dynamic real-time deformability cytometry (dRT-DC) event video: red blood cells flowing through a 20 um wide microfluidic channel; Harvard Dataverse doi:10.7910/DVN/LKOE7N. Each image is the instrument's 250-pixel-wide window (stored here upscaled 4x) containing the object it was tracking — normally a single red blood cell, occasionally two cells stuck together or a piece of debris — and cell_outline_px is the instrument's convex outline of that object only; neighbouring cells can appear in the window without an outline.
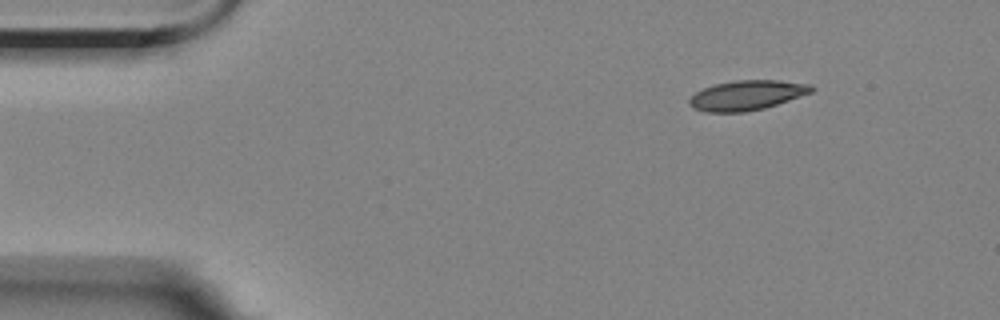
{"species": "Egyptian fruit bat (a non-hibernating species)", "species_latin": "Rousettus aegyptiacus", "temperature_condition": "room temperature", "stored_images_in_passage": 5, "camera_frame_rate_fps": 3000, "um_per_image_px": 0.085, "animal": {"sex": "female"}, "frame": {"image": 1, "passage_image": 5, "time_ms": 4.333, "image_size_px": [1000, 320], "cell_outline_px": [[816, 88], [812, 92], [764, 108], [744, 112], [704, 112], [688, 104], [688, 100], [696, 92], [704, 88], [716, 84], [736, 80], [780, 80], [812, 84]], "centroid_in_image_um": [63.51, 8.09], "position_along_channel_um": 21.5, "area_um2": 21.1}}